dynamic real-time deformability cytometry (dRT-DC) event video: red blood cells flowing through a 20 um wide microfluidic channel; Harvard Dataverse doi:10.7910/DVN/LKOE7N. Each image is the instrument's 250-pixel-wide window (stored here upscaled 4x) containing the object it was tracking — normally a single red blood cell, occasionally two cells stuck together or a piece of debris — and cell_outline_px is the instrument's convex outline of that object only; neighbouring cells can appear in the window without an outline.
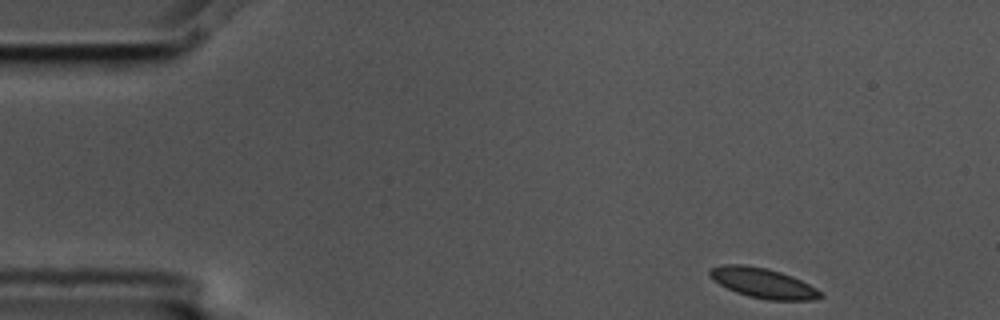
{"species": "common noctule bat (a hibernating species)", "species_latin": "Nyctalus noctula", "temperature_condition": "cold", "stored_images_in_passage": 6, "camera_frame_rate_fps": 3000, "um_per_image_px": 0.085, "animal": {"sex": "male", "body_mass_g": 17.5, "forearm_length_mm": 52.3}, "frame": {"image": 1, "passage_image": 1, "time_ms": 0.0, "image_size_px": [1000, 320], "cell_outline_px": [[824, 296], [816, 300], [768, 300], [748, 296], [736, 292], [720, 284], [708, 276], [708, 268], [724, 264], [744, 264], [768, 268], [792, 276], [816, 288]], "centroid_in_image_um": [64.83, 24.05], "position_along_channel_um": 20.2, "area_um2": 19.42}}
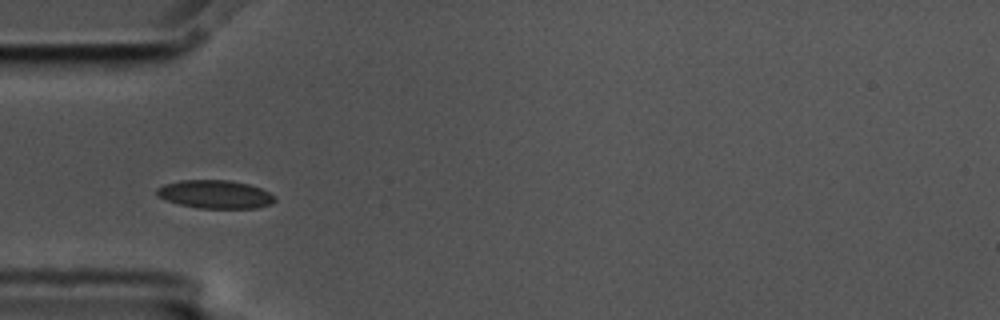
{"frame": {"image": 2, "passage_image": 4, "time_ms": 1.0, "image_size_px": [1000, 320], "cell_outline_px": [[276, 200], [272, 204], [256, 208], [200, 208], [180, 204], [156, 196], [156, 188], [164, 184], [180, 180], [228, 180], [248, 184], [260, 188], [276, 196]], "centroid_in_image_um": [18.3, 16.51], "position_along_channel_um": 66.7, "area_um2": 19.42}}